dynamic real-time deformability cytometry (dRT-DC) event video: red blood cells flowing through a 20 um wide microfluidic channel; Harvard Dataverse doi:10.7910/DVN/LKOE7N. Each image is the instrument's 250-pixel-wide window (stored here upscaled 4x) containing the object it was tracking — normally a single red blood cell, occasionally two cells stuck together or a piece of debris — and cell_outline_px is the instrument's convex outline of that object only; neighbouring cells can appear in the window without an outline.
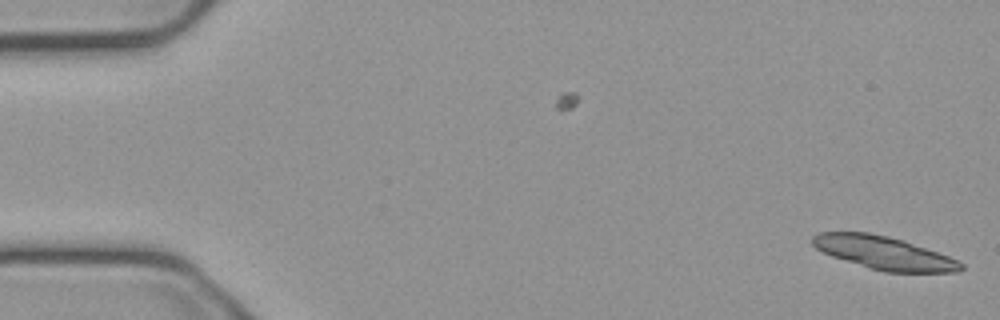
{"species": "common noctule bat (a hibernating species)", "species_latin": "Nyctalus noctula", "temperature_condition": "cold", "stored_images_in_passage": 8, "camera_frame_rate_fps": 3000, "um_per_image_px": 0.085, "animal": {"sex": "male", "body_mass_g": 23.1, "forearm_length_mm": 52.7}, "frame": {"image": 1, "passage_image": 8, "time_ms": 2.333, "image_size_px": [1000, 320], "cell_outline_px": [[964, 268], [960, 272], [884, 272], [868, 268], [832, 256], [816, 248], [812, 244], [812, 236], [820, 232], [868, 232], [888, 236], [904, 240], [948, 256], [964, 264]], "centroid_in_image_um": [75.13, 21.49], "position_along_channel_um": 9.9, "area_um2": 28.55}}